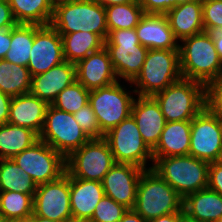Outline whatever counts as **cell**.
Here are the masks:
<instances>
[{
  "mask_svg": "<svg viewBox=\"0 0 222 222\" xmlns=\"http://www.w3.org/2000/svg\"><path fill=\"white\" fill-rule=\"evenodd\" d=\"M17 24L50 25L53 0H8Z\"/></svg>",
  "mask_w": 222,
  "mask_h": 222,
  "instance_id": "484cf974",
  "label": "cell"
},
{
  "mask_svg": "<svg viewBox=\"0 0 222 222\" xmlns=\"http://www.w3.org/2000/svg\"><path fill=\"white\" fill-rule=\"evenodd\" d=\"M134 100L118 81L90 90L89 104L96 115L100 131L106 134L130 116Z\"/></svg>",
  "mask_w": 222,
  "mask_h": 222,
  "instance_id": "8fae6325",
  "label": "cell"
},
{
  "mask_svg": "<svg viewBox=\"0 0 222 222\" xmlns=\"http://www.w3.org/2000/svg\"><path fill=\"white\" fill-rule=\"evenodd\" d=\"M215 44V49L222 60V31L211 32Z\"/></svg>",
  "mask_w": 222,
  "mask_h": 222,
  "instance_id": "bcb514c9",
  "label": "cell"
},
{
  "mask_svg": "<svg viewBox=\"0 0 222 222\" xmlns=\"http://www.w3.org/2000/svg\"><path fill=\"white\" fill-rule=\"evenodd\" d=\"M221 147V121L204 108L191 121L189 155L211 163L217 159Z\"/></svg>",
  "mask_w": 222,
  "mask_h": 222,
  "instance_id": "5bb4252c",
  "label": "cell"
},
{
  "mask_svg": "<svg viewBox=\"0 0 222 222\" xmlns=\"http://www.w3.org/2000/svg\"><path fill=\"white\" fill-rule=\"evenodd\" d=\"M6 222H32V215L27 218H22V219H16V220H10Z\"/></svg>",
  "mask_w": 222,
  "mask_h": 222,
  "instance_id": "816d5d0a",
  "label": "cell"
},
{
  "mask_svg": "<svg viewBox=\"0 0 222 222\" xmlns=\"http://www.w3.org/2000/svg\"><path fill=\"white\" fill-rule=\"evenodd\" d=\"M34 194L0 191V215L6 220L30 217L33 214Z\"/></svg>",
  "mask_w": 222,
  "mask_h": 222,
  "instance_id": "d6a6232c",
  "label": "cell"
},
{
  "mask_svg": "<svg viewBox=\"0 0 222 222\" xmlns=\"http://www.w3.org/2000/svg\"><path fill=\"white\" fill-rule=\"evenodd\" d=\"M89 93L90 90L75 81L62 90L51 105L59 110L75 114L89 102Z\"/></svg>",
  "mask_w": 222,
  "mask_h": 222,
  "instance_id": "836d02e7",
  "label": "cell"
},
{
  "mask_svg": "<svg viewBox=\"0 0 222 222\" xmlns=\"http://www.w3.org/2000/svg\"><path fill=\"white\" fill-rule=\"evenodd\" d=\"M203 25L206 32L222 31V1H202Z\"/></svg>",
  "mask_w": 222,
  "mask_h": 222,
  "instance_id": "d590c367",
  "label": "cell"
},
{
  "mask_svg": "<svg viewBox=\"0 0 222 222\" xmlns=\"http://www.w3.org/2000/svg\"><path fill=\"white\" fill-rule=\"evenodd\" d=\"M176 39H184L204 30L202 1H193L174 6L166 14Z\"/></svg>",
  "mask_w": 222,
  "mask_h": 222,
  "instance_id": "cb8c5ba5",
  "label": "cell"
},
{
  "mask_svg": "<svg viewBox=\"0 0 222 222\" xmlns=\"http://www.w3.org/2000/svg\"><path fill=\"white\" fill-rule=\"evenodd\" d=\"M37 184L13 159H0V191L35 194Z\"/></svg>",
  "mask_w": 222,
  "mask_h": 222,
  "instance_id": "4dcf8cb0",
  "label": "cell"
},
{
  "mask_svg": "<svg viewBox=\"0 0 222 222\" xmlns=\"http://www.w3.org/2000/svg\"><path fill=\"white\" fill-rule=\"evenodd\" d=\"M32 76L26 66L0 60V91L11 97L30 93Z\"/></svg>",
  "mask_w": 222,
  "mask_h": 222,
  "instance_id": "f1b7e54d",
  "label": "cell"
},
{
  "mask_svg": "<svg viewBox=\"0 0 222 222\" xmlns=\"http://www.w3.org/2000/svg\"><path fill=\"white\" fill-rule=\"evenodd\" d=\"M11 98L0 91V125L8 123Z\"/></svg>",
  "mask_w": 222,
  "mask_h": 222,
  "instance_id": "b9f144b4",
  "label": "cell"
},
{
  "mask_svg": "<svg viewBox=\"0 0 222 222\" xmlns=\"http://www.w3.org/2000/svg\"><path fill=\"white\" fill-rule=\"evenodd\" d=\"M181 41L180 72L183 78L202 83L205 87L222 76V60L215 49L211 32L203 31Z\"/></svg>",
  "mask_w": 222,
  "mask_h": 222,
  "instance_id": "6da1fadb",
  "label": "cell"
},
{
  "mask_svg": "<svg viewBox=\"0 0 222 222\" xmlns=\"http://www.w3.org/2000/svg\"><path fill=\"white\" fill-rule=\"evenodd\" d=\"M115 163L131 164L145 168L147 158L153 160L152 150L141 137L132 115L104 134Z\"/></svg>",
  "mask_w": 222,
  "mask_h": 222,
  "instance_id": "9c48e42d",
  "label": "cell"
},
{
  "mask_svg": "<svg viewBox=\"0 0 222 222\" xmlns=\"http://www.w3.org/2000/svg\"><path fill=\"white\" fill-rule=\"evenodd\" d=\"M174 3V6L180 5V4H185L188 2H193V1H203V0H172Z\"/></svg>",
  "mask_w": 222,
  "mask_h": 222,
  "instance_id": "f907efd6",
  "label": "cell"
},
{
  "mask_svg": "<svg viewBox=\"0 0 222 222\" xmlns=\"http://www.w3.org/2000/svg\"><path fill=\"white\" fill-rule=\"evenodd\" d=\"M135 30L140 44L149 50H179L177 39L164 14L145 13Z\"/></svg>",
  "mask_w": 222,
  "mask_h": 222,
  "instance_id": "ffe728a7",
  "label": "cell"
},
{
  "mask_svg": "<svg viewBox=\"0 0 222 222\" xmlns=\"http://www.w3.org/2000/svg\"><path fill=\"white\" fill-rule=\"evenodd\" d=\"M205 108L218 119H222V76L205 87Z\"/></svg>",
  "mask_w": 222,
  "mask_h": 222,
  "instance_id": "74e56055",
  "label": "cell"
},
{
  "mask_svg": "<svg viewBox=\"0 0 222 222\" xmlns=\"http://www.w3.org/2000/svg\"><path fill=\"white\" fill-rule=\"evenodd\" d=\"M62 37L51 25H35L34 42L27 68L31 76L45 73L64 62Z\"/></svg>",
  "mask_w": 222,
  "mask_h": 222,
  "instance_id": "9a60e30c",
  "label": "cell"
},
{
  "mask_svg": "<svg viewBox=\"0 0 222 222\" xmlns=\"http://www.w3.org/2000/svg\"><path fill=\"white\" fill-rule=\"evenodd\" d=\"M39 140L33 130L9 123L0 125V159H13Z\"/></svg>",
  "mask_w": 222,
  "mask_h": 222,
  "instance_id": "83f0119b",
  "label": "cell"
},
{
  "mask_svg": "<svg viewBox=\"0 0 222 222\" xmlns=\"http://www.w3.org/2000/svg\"><path fill=\"white\" fill-rule=\"evenodd\" d=\"M49 104L31 93L11 98L8 123L41 134Z\"/></svg>",
  "mask_w": 222,
  "mask_h": 222,
  "instance_id": "44dd1931",
  "label": "cell"
},
{
  "mask_svg": "<svg viewBox=\"0 0 222 222\" xmlns=\"http://www.w3.org/2000/svg\"><path fill=\"white\" fill-rule=\"evenodd\" d=\"M147 14H166L174 7L172 0H137Z\"/></svg>",
  "mask_w": 222,
  "mask_h": 222,
  "instance_id": "f35d334b",
  "label": "cell"
},
{
  "mask_svg": "<svg viewBox=\"0 0 222 222\" xmlns=\"http://www.w3.org/2000/svg\"><path fill=\"white\" fill-rule=\"evenodd\" d=\"M35 24H16L11 28V46L4 60L15 65L28 66L34 42Z\"/></svg>",
  "mask_w": 222,
  "mask_h": 222,
  "instance_id": "f546056e",
  "label": "cell"
},
{
  "mask_svg": "<svg viewBox=\"0 0 222 222\" xmlns=\"http://www.w3.org/2000/svg\"><path fill=\"white\" fill-rule=\"evenodd\" d=\"M104 47L109 53L116 75L130 83L140 73L149 50L140 44L135 28L111 31Z\"/></svg>",
  "mask_w": 222,
  "mask_h": 222,
  "instance_id": "52a82bcc",
  "label": "cell"
},
{
  "mask_svg": "<svg viewBox=\"0 0 222 222\" xmlns=\"http://www.w3.org/2000/svg\"><path fill=\"white\" fill-rule=\"evenodd\" d=\"M39 139L67 158L90 138L75 121L73 114L49 104Z\"/></svg>",
  "mask_w": 222,
  "mask_h": 222,
  "instance_id": "ba28073f",
  "label": "cell"
},
{
  "mask_svg": "<svg viewBox=\"0 0 222 222\" xmlns=\"http://www.w3.org/2000/svg\"><path fill=\"white\" fill-rule=\"evenodd\" d=\"M33 214L57 222L73 220L70 206V174L67 171L59 179L37 186L33 196Z\"/></svg>",
  "mask_w": 222,
  "mask_h": 222,
  "instance_id": "4fadbf2b",
  "label": "cell"
},
{
  "mask_svg": "<svg viewBox=\"0 0 222 222\" xmlns=\"http://www.w3.org/2000/svg\"><path fill=\"white\" fill-rule=\"evenodd\" d=\"M217 222H222V216L218 219Z\"/></svg>",
  "mask_w": 222,
  "mask_h": 222,
  "instance_id": "9f6ffc18",
  "label": "cell"
},
{
  "mask_svg": "<svg viewBox=\"0 0 222 222\" xmlns=\"http://www.w3.org/2000/svg\"><path fill=\"white\" fill-rule=\"evenodd\" d=\"M32 222H57V221L32 214Z\"/></svg>",
  "mask_w": 222,
  "mask_h": 222,
  "instance_id": "681fc988",
  "label": "cell"
},
{
  "mask_svg": "<svg viewBox=\"0 0 222 222\" xmlns=\"http://www.w3.org/2000/svg\"><path fill=\"white\" fill-rule=\"evenodd\" d=\"M137 100L133 102L131 115L142 139L153 150L159 142L166 120L159 103L153 96H139Z\"/></svg>",
  "mask_w": 222,
  "mask_h": 222,
  "instance_id": "ac0fdd59",
  "label": "cell"
},
{
  "mask_svg": "<svg viewBox=\"0 0 222 222\" xmlns=\"http://www.w3.org/2000/svg\"><path fill=\"white\" fill-rule=\"evenodd\" d=\"M105 13L108 34L113 30L135 28L145 14L137 1L108 6Z\"/></svg>",
  "mask_w": 222,
  "mask_h": 222,
  "instance_id": "1f68e13d",
  "label": "cell"
},
{
  "mask_svg": "<svg viewBox=\"0 0 222 222\" xmlns=\"http://www.w3.org/2000/svg\"><path fill=\"white\" fill-rule=\"evenodd\" d=\"M50 25L59 34L91 32L104 41L108 37L105 8L91 0H63L54 3Z\"/></svg>",
  "mask_w": 222,
  "mask_h": 222,
  "instance_id": "7a4b0ae2",
  "label": "cell"
},
{
  "mask_svg": "<svg viewBox=\"0 0 222 222\" xmlns=\"http://www.w3.org/2000/svg\"><path fill=\"white\" fill-rule=\"evenodd\" d=\"M68 222H84V221L71 220V221H68Z\"/></svg>",
  "mask_w": 222,
  "mask_h": 222,
  "instance_id": "11a10c76",
  "label": "cell"
},
{
  "mask_svg": "<svg viewBox=\"0 0 222 222\" xmlns=\"http://www.w3.org/2000/svg\"><path fill=\"white\" fill-rule=\"evenodd\" d=\"M216 164L222 165V147L218 153L217 159L214 161Z\"/></svg>",
  "mask_w": 222,
  "mask_h": 222,
  "instance_id": "f5cc1de1",
  "label": "cell"
},
{
  "mask_svg": "<svg viewBox=\"0 0 222 222\" xmlns=\"http://www.w3.org/2000/svg\"><path fill=\"white\" fill-rule=\"evenodd\" d=\"M153 97L166 122L192 121L205 108V86L183 77Z\"/></svg>",
  "mask_w": 222,
  "mask_h": 222,
  "instance_id": "5b68a950",
  "label": "cell"
},
{
  "mask_svg": "<svg viewBox=\"0 0 222 222\" xmlns=\"http://www.w3.org/2000/svg\"><path fill=\"white\" fill-rule=\"evenodd\" d=\"M104 195L102 182L78 179L70 175L72 219L88 222Z\"/></svg>",
  "mask_w": 222,
  "mask_h": 222,
  "instance_id": "7402d4cb",
  "label": "cell"
},
{
  "mask_svg": "<svg viewBox=\"0 0 222 222\" xmlns=\"http://www.w3.org/2000/svg\"><path fill=\"white\" fill-rule=\"evenodd\" d=\"M183 211L200 222H217L222 216V195L204 188L183 199Z\"/></svg>",
  "mask_w": 222,
  "mask_h": 222,
  "instance_id": "d4e9b609",
  "label": "cell"
},
{
  "mask_svg": "<svg viewBox=\"0 0 222 222\" xmlns=\"http://www.w3.org/2000/svg\"><path fill=\"white\" fill-rule=\"evenodd\" d=\"M119 222H148L141 215H139L134 209H128L122 216Z\"/></svg>",
  "mask_w": 222,
  "mask_h": 222,
  "instance_id": "ee69618b",
  "label": "cell"
},
{
  "mask_svg": "<svg viewBox=\"0 0 222 222\" xmlns=\"http://www.w3.org/2000/svg\"><path fill=\"white\" fill-rule=\"evenodd\" d=\"M0 222H6V220L0 215Z\"/></svg>",
  "mask_w": 222,
  "mask_h": 222,
  "instance_id": "db71d44e",
  "label": "cell"
},
{
  "mask_svg": "<svg viewBox=\"0 0 222 222\" xmlns=\"http://www.w3.org/2000/svg\"><path fill=\"white\" fill-rule=\"evenodd\" d=\"M73 116L75 121L90 139L104 138V134L100 131L96 115L89 102L73 114Z\"/></svg>",
  "mask_w": 222,
  "mask_h": 222,
  "instance_id": "8d00e7d4",
  "label": "cell"
},
{
  "mask_svg": "<svg viewBox=\"0 0 222 222\" xmlns=\"http://www.w3.org/2000/svg\"><path fill=\"white\" fill-rule=\"evenodd\" d=\"M143 171V168L135 165L115 163L102 180L105 195L127 209H133Z\"/></svg>",
  "mask_w": 222,
  "mask_h": 222,
  "instance_id": "2e32d148",
  "label": "cell"
},
{
  "mask_svg": "<svg viewBox=\"0 0 222 222\" xmlns=\"http://www.w3.org/2000/svg\"><path fill=\"white\" fill-rule=\"evenodd\" d=\"M145 220L183 211V198L153 169L144 170L133 208Z\"/></svg>",
  "mask_w": 222,
  "mask_h": 222,
  "instance_id": "277c9868",
  "label": "cell"
},
{
  "mask_svg": "<svg viewBox=\"0 0 222 222\" xmlns=\"http://www.w3.org/2000/svg\"><path fill=\"white\" fill-rule=\"evenodd\" d=\"M114 164L108 142L90 139L66 158V171L74 178L102 182Z\"/></svg>",
  "mask_w": 222,
  "mask_h": 222,
  "instance_id": "30bf717a",
  "label": "cell"
},
{
  "mask_svg": "<svg viewBox=\"0 0 222 222\" xmlns=\"http://www.w3.org/2000/svg\"><path fill=\"white\" fill-rule=\"evenodd\" d=\"M179 50L150 49L138 76L131 82L138 96H154L181 78Z\"/></svg>",
  "mask_w": 222,
  "mask_h": 222,
  "instance_id": "8992f818",
  "label": "cell"
},
{
  "mask_svg": "<svg viewBox=\"0 0 222 222\" xmlns=\"http://www.w3.org/2000/svg\"><path fill=\"white\" fill-rule=\"evenodd\" d=\"M208 188L222 195V165L215 162L209 164Z\"/></svg>",
  "mask_w": 222,
  "mask_h": 222,
  "instance_id": "ab89813d",
  "label": "cell"
},
{
  "mask_svg": "<svg viewBox=\"0 0 222 222\" xmlns=\"http://www.w3.org/2000/svg\"><path fill=\"white\" fill-rule=\"evenodd\" d=\"M76 81L86 89L93 90L113 84L117 75L105 47L90 53L75 64Z\"/></svg>",
  "mask_w": 222,
  "mask_h": 222,
  "instance_id": "e0dca14e",
  "label": "cell"
},
{
  "mask_svg": "<svg viewBox=\"0 0 222 222\" xmlns=\"http://www.w3.org/2000/svg\"><path fill=\"white\" fill-rule=\"evenodd\" d=\"M75 81V64L65 60L45 73L32 76L30 93L52 104L57 95Z\"/></svg>",
  "mask_w": 222,
  "mask_h": 222,
  "instance_id": "d6986e66",
  "label": "cell"
},
{
  "mask_svg": "<svg viewBox=\"0 0 222 222\" xmlns=\"http://www.w3.org/2000/svg\"><path fill=\"white\" fill-rule=\"evenodd\" d=\"M54 1V3H56V2H59V1H63V0H53Z\"/></svg>",
  "mask_w": 222,
  "mask_h": 222,
  "instance_id": "6f0895ef",
  "label": "cell"
},
{
  "mask_svg": "<svg viewBox=\"0 0 222 222\" xmlns=\"http://www.w3.org/2000/svg\"><path fill=\"white\" fill-rule=\"evenodd\" d=\"M127 210L123 205L104 195L88 222H119Z\"/></svg>",
  "mask_w": 222,
  "mask_h": 222,
  "instance_id": "e575fe53",
  "label": "cell"
},
{
  "mask_svg": "<svg viewBox=\"0 0 222 222\" xmlns=\"http://www.w3.org/2000/svg\"><path fill=\"white\" fill-rule=\"evenodd\" d=\"M153 169L183 199L208 187L209 162L191 155L153 158Z\"/></svg>",
  "mask_w": 222,
  "mask_h": 222,
  "instance_id": "3957f363",
  "label": "cell"
},
{
  "mask_svg": "<svg viewBox=\"0 0 222 222\" xmlns=\"http://www.w3.org/2000/svg\"><path fill=\"white\" fill-rule=\"evenodd\" d=\"M11 46V28L0 29V60L4 59Z\"/></svg>",
  "mask_w": 222,
  "mask_h": 222,
  "instance_id": "7bdbcfd3",
  "label": "cell"
},
{
  "mask_svg": "<svg viewBox=\"0 0 222 222\" xmlns=\"http://www.w3.org/2000/svg\"><path fill=\"white\" fill-rule=\"evenodd\" d=\"M16 24L8 0H0V29H10Z\"/></svg>",
  "mask_w": 222,
  "mask_h": 222,
  "instance_id": "60d3db41",
  "label": "cell"
},
{
  "mask_svg": "<svg viewBox=\"0 0 222 222\" xmlns=\"http://www.w3.org/2000/svg\"><path fill=\"white\" fill-rule=\"evenodd\" d=\"M60 35L64 59L73 64L105 46V41L98 34L91 32L79 31Z\"/></svg>",
  "mask_w": 222,
  "mask_h": 222,
  "instance_id": "4316f807",
  "label": "cell"
},
{
  "mask_svg": "<svg viewBox=\"0 0 222 222\" xmlns=\"http://www.w3.org/2000/svg\"><path fill=\"white\" fill-rule=\"evenodd\" d=\"M191 121L166 122L159 142L152 150L153 158L189 155Z\"/></svg>",
  "mask_w": 222,
  "mask_h": 222,
  "instance_id": "603a6c76",
  "label": "cell"
},
{
  "mask_svg": "<svg viewBox=\"0 0 222 222\" xmlns=\"http://www.w3.org/2000/svg\"><path fill=\"white\" fill-rule=\"evenodd\" d=\"M148 222H179V212L162 215Z\"/></svg>",
  "mask_w": 222,
  "mask_h": 222,
  "instance_id": "f6af8a7d",
  "label": "cell"
},
{
  "mask_svg": "<svg viewBox=\"0 0 222 222\" xmlns=\"http://www.w3.org/2000/svg\"><path fill=\"white\" fill-rule=\"evenodd\" d=\"M179 222H200V221L188 216L184 211H181L179 212Z\"/></svg>",
  "mask_w": 222,
  "mask_h": 222,
  "instance_id": "c3c4849f",
  "label": "cell"
},
{
  "mask_svg": "<svg viewBox=\"0 0 222 222\" xmlns=\"http://www.w3.org/2000/svg\"><path fill=\"white\" fill-rule=\"evenodd\" d=\"M94 3H97L104 8L111 6V5H116V4H127L130 2H136L137 0H91Z\"/></svg>",
  "mask_w": 222,
  "mask_h": 222,
  "instance_id": "7dc6e473",
  "label": "cell"
},
{
  "mask_svg": "<svg viewBox=\"0 0 222 222\" xmlns=\"http://www.w3.org/2000/svg\"><path fill=\"white\" fill-rule=\"evenodd\" d=\"M13 160L37 186L55 181L66 172V158L40 139Z\"/></svg>",
  "mask_w": 222,
  "mask_h": 222,
  "instance_id": "7c38bea8",
  "label": "cell"
}]
</instances>
